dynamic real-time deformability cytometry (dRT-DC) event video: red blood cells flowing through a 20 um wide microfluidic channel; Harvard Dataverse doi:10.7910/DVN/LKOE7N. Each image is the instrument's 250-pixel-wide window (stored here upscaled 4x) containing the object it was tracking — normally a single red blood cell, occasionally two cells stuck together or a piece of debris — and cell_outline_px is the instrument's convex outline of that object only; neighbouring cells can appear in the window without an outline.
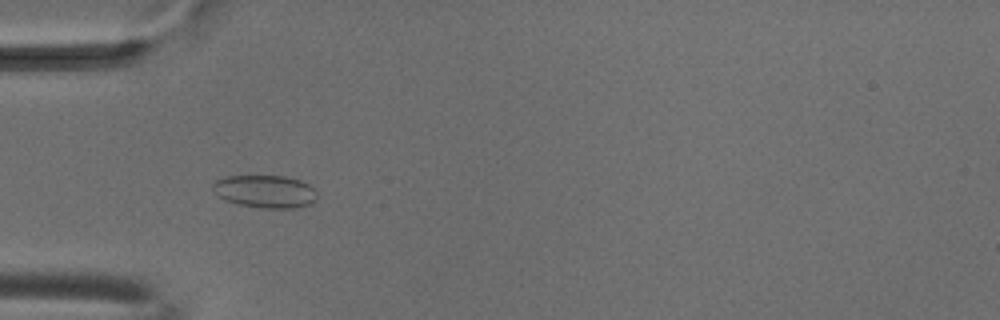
{"species": "common noctule bat (a hibernating species)", "species_latin": "Nyctalus noctula", "temperature_condition": "cold", "stored_images_in_passage": 38, "camera_frame_rate_fps": 3000, "um_per_image_px": 0.085, "animal": {"sex": "male", "body_mass_g": 18.8}, "frame": {"image": 1, "passage_image": 2, "time_ms": 0.333, "image_size_px": [1000, 320], "cell_outline_px": [[316, 200], [312, 204], [296, 208], [260, 208], [236, 204], [224, 200], [212, 188], [212, 184], [216, 180], [224, 176], [284, 176], [300, 180], [308, 184], [316, 192]], "centroid_in_image_um": [22.54, 16.28], "position_along_channel_um": 62.5, "area_um2": 20.0}}
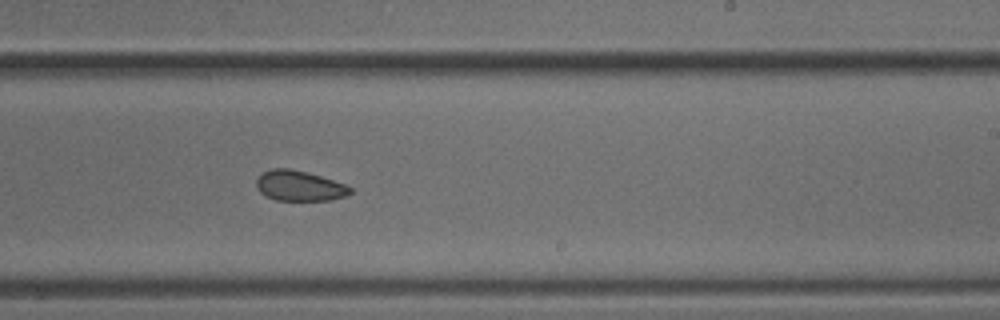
{"frame": {"image": 2, "passage_image": 18, "time_ms": 5.667, "image_size_px": [1000, 320], "cell_outline_px": [[352, 192], [344, 196], [332, 200], [276, 200], [260, 192], [256, 188], [256, 180], [264, 172], [272, 168], [288, 168], [320, 176], [344, 184], [352, 188]], "centroid_in_image_um": [25.44, 15.8], "position_along_channel_um": 263.6, "area_um2": 16.3}}
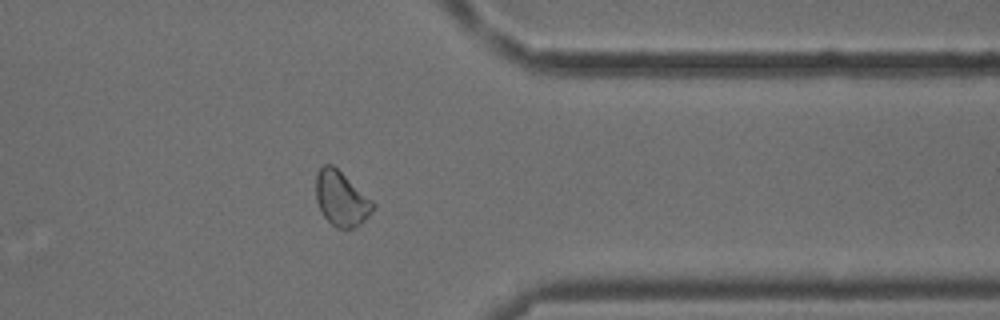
{"frame": {"image": 3, "passage_image": 28, "time_ms": 9.0, "image_size_px": [1000, 320], "cell_outline_px": [[376, 204], [372, 212], [360, 224], [352, 228], [336, 228], [324, 216], [316, 200], [316, 172], [324, 164], [332, 164], [372, 200]], "centroid_in_image_um": [29.0, 16.88], "position_along_channel_um": 382.4, "area_um2": 17.98}, "authors_computed_cell_mechanics": {"area_um2": 17.8024, "velocity_mm_per_s": 3.8097, "shape_relaxation_time_tau1_ms": null, "shape_relaxation_time_tau2_ms": 4.912, "deformation_change_tau1": null, "deformation_change_tau2": 0.1008}}